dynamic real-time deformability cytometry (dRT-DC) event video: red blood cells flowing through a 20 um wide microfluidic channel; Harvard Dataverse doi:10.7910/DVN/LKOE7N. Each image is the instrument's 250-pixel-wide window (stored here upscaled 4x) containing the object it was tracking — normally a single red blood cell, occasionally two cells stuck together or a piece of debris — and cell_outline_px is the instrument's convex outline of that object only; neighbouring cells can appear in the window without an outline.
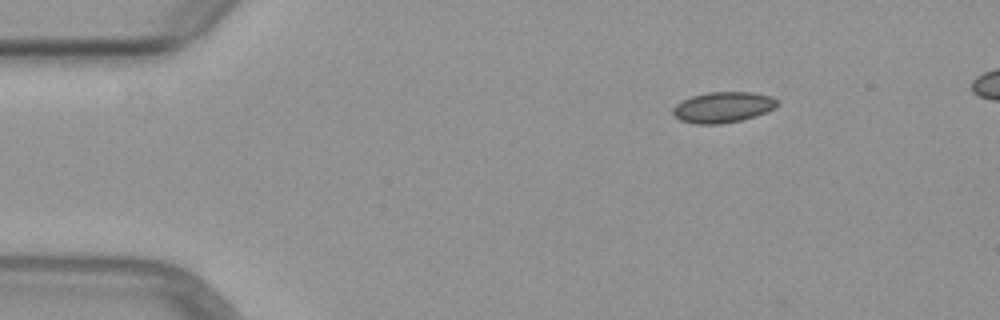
{"species": "common noctule bat (a hibernating species)", "species_latin": "Nyctalus noctula", "temperature_condition": "warm", "stored_images_in_passage": 43, "camera_frame_rate_fps": 3000, "um_per_image_px": 0.085, "animal": {"sex": "female", "body_mass_g": 29.2, "forearm_length_mm": 56.3}, "frame": {"image": 1, "passage_image": 1, "time_ms": 0.0, "image_size_px": [1000, 320], "cell_outline_px": [[780, 104], [776, 108], [756, 116], [740, 120], [720, 124], [696, 124], [680, 120], [672, 116], [672, 108], [676, 104], [692, 96], [708, 92], [752, 92], [772, 96], [780, 100]], "centroid_in_image_um": [61.48, 9.11], "position_along_channel_um": 23.5, "area_um2": 18.96}}
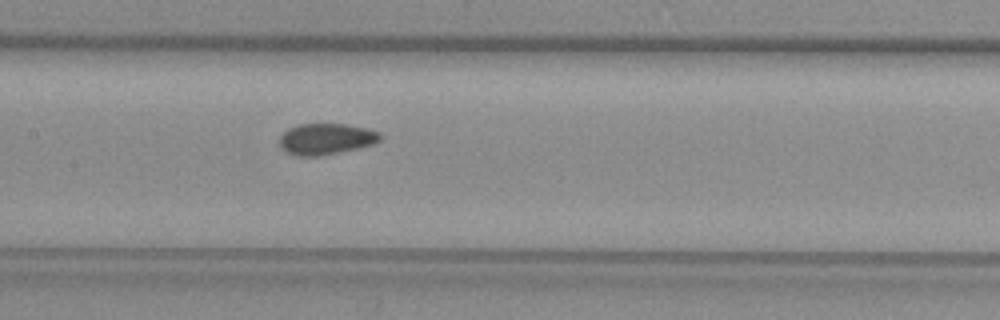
{"frame": {"image": 2, "passage_image": 18, "time_ms": 5.667, "image_size_px": [1000, 320], "cell_outline_px": [[384, 136], [380, 140], [372, 144], [356, 148], [320, 156], [296, 156], [288, 152], [280, 144], [280, 136], [288, 128], [300, 124], [344, 124], [364, 128], [380, 132]], "centroid_in_image_um": [27.72, 11.8], "position_along_channel_um": 179.7, "area_um2": 18.03}}
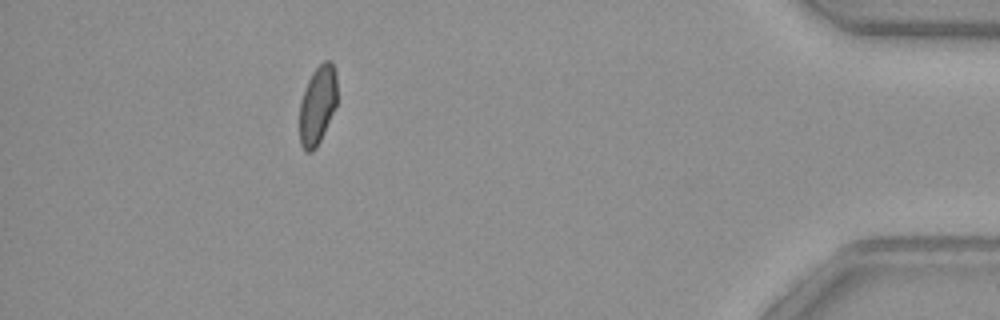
{"frame": {"image": 3, "passage_image": 39, "time_ms": 12.667, "image_size_px": [1000, 320], "cell_outline_px": [[336, 104], [324, 132], [316, 148], [312, 152], [304, 152], [300, 144], [300, 100], [308, 80], [312, 72], [324, 60], [332, 60], [336, 72]], "centroid_in_image_um": [26.98, 8.92], "position_along_channel_um": 408.2, "area_um2": 17.22}}